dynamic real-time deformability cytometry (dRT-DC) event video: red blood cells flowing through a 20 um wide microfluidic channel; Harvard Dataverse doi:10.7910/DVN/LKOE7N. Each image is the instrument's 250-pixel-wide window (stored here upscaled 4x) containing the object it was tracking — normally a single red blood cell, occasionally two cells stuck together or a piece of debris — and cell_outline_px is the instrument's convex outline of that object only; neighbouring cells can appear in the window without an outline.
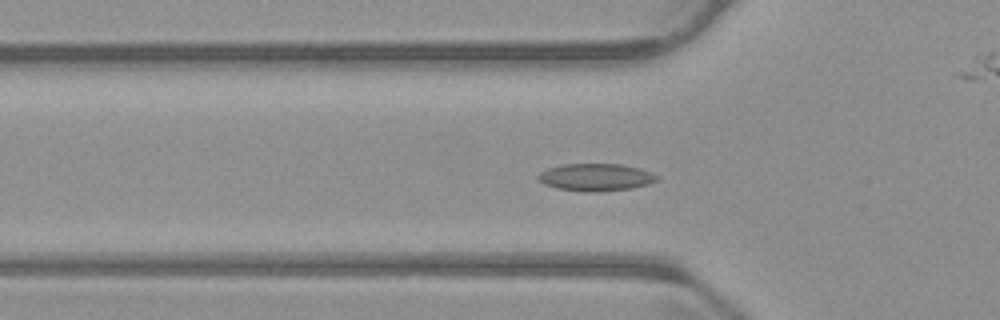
{"species": "common noctule bat (a hibernating species)", "species_latin": "Nyctalus noctula", "temperature_condition": "warm", "stored_images_in_passage": 51, "camera_frame_rate_fps": 3000, "um_per_image_px": 0.085, "animal": {"sex": "male", "body_mass_g": 23.1, "forearm_length_mm": 52.7}, "frame": {"image": 1, "passage_image": 13, "time_ms": 4.0, "image_size_px": [1000, 320], "cell_outline_px": [[660, 176], [656, 180], [648, 184], [632, 188], [596, 192], [584, 192], [556, 188], [544, 184], [536, 176], [540, 172], [548, 168], [560, 164], [620, 164], [640, 168], [652, 172]], "centroid_in_image_um": [50.64, 15.06], "position_along_channel_um": 75.2, "area_um2": 19.07}}
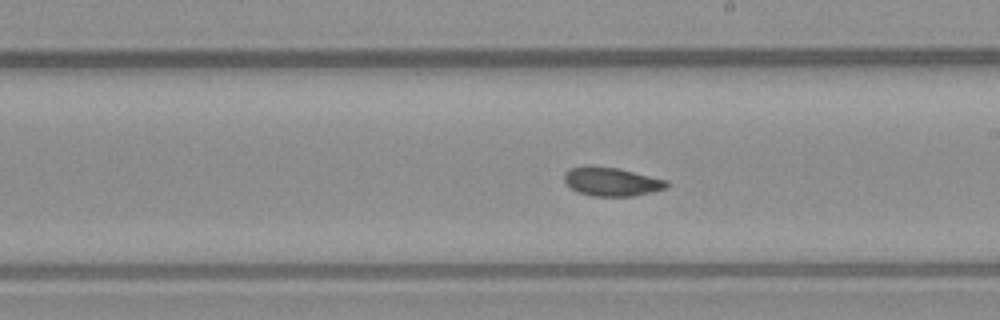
{"frame": {"image": 2, "passage_image": 26, "time_ms": 8.333, "image_size_px": [1000, 320], "cell_outline_px": [[668, 188], [652, 192], [632, 196], [592, 196], [580, 192], [572, 188], [564, 180], [564, 172], [568, 168], [584, 164], [592, 164], [620, 168], [668, 180]], "centroid_in_image_um": [51.98, 15.4], "position_along_channel_um": 237.0, "area_um2": 17.57}}
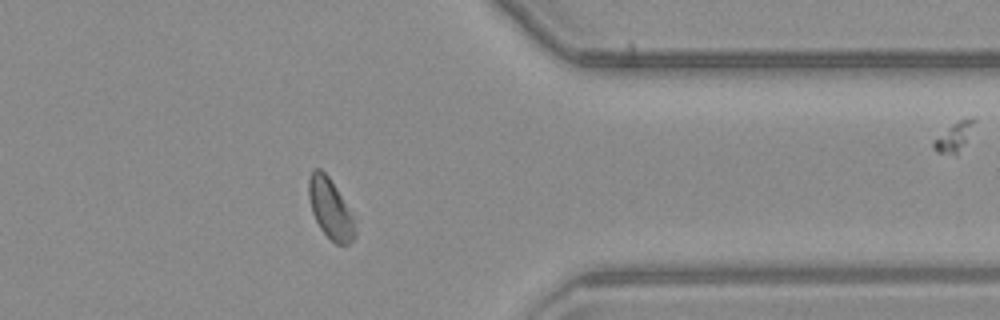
{"frame": {"image": 3, "passage_image": 39, "time_ms": 12.667, "image_size_px": [1000, 320], "cell_outline_px": [[356, 236], [348, 244], [336, 244], [320, 228], [312, 212], [308, 196], [308, 180], [312, 168], [320, 168], [328, 176], [352, 212], [356, 232]], "centroid_in_image_um": [28.07, 17.72], "position_along_channel_um": 383.3, "area_um2": 16.18}, "authors_computed_cell_mechanics": {"area_um2": 17.5712, "velocity_mm_per_s": 3.7178, "shape_relaxation_time_tau1_ms": null, "shape_relaxation_time_tau2_ms": 2.6393, "deformation_change_tau1": null, "deformation_change_tau2": 0.0673}}